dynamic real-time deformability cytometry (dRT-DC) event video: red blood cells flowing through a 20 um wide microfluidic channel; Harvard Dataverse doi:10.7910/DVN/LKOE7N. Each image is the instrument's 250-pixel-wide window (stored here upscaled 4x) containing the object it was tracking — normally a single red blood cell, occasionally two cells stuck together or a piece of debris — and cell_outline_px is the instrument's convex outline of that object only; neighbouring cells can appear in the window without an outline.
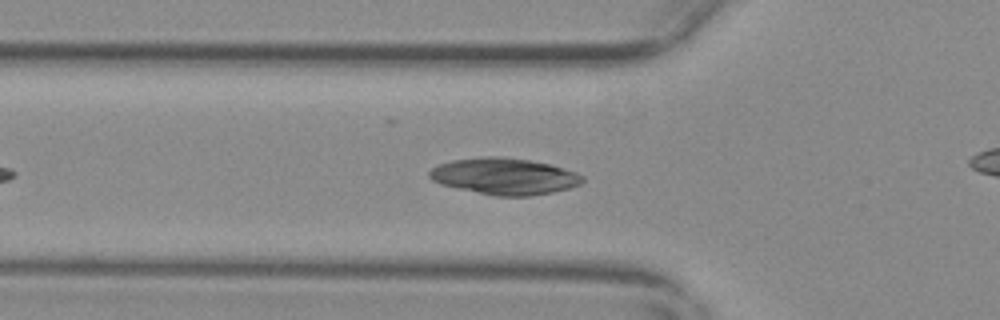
{"species": "common noctule bat (a hibernating species)", "species_latin": "Nyctalus noctula", "temperature_condition": "warm", "stored_images_in_passage": 44, "camera_frame_rate_fps": 3000, "um_per_image_px": 0.085, "animal": {"sex": "female", "body_mass_g": 29.2, "forearm_length_mm": 56.3}, "frame": {"image": 1, "passage_image": 10, "time_ms": 3.0, "image_size_px": [1000, 320], "cell_outline_px": [[584, 180], [580, 184], [568, 188], [552, 192], [532, 196], [496, 196], [440, 184], [432, 180], [428, 176], [428, 172], [432, 168], [440, 164], [452, 160], [488, 156], [500, 156], [528, 160], [548, 164], [576, 172], [584, 176]], "centroid_in_image_um": [42.87, 14.98], "position_along_channel_um": 82.9, "area_um2": 32.31}}
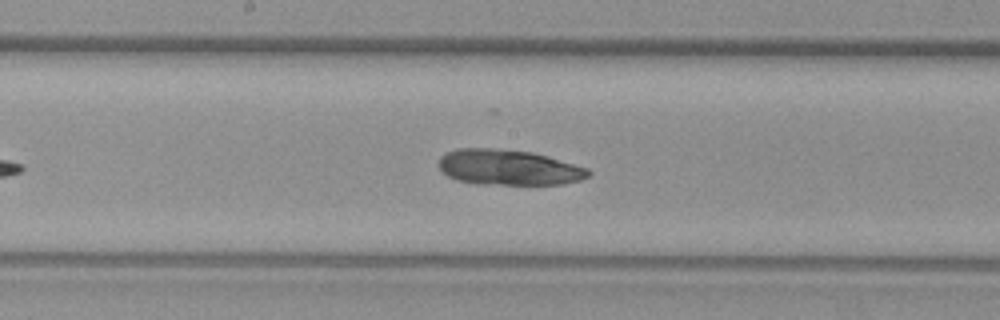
{"frame": {"image": 2, "passage_image": 20, "time_ms": 6.333, "image_size_px": [1000, 320], "cell_outline_px": [[592, 172], [588, 176], [580, 180], [564, 184], [476, 184], [456, 180], [440, 172], [436, 164], [440, 156], [444, 152], [456, 148], [492, 148], [532, 152], [548, 156], [588, 168]], "centroid_in_image_um": [43.16, 14.22], "position_along_channel_um": 205.0, "area_um2": 31.39}}
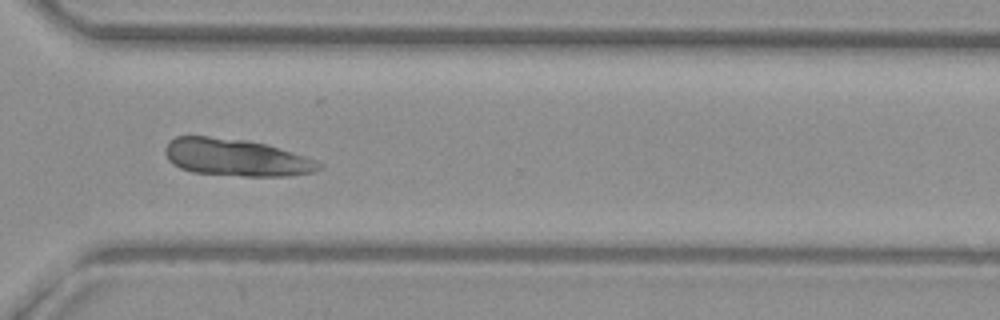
{"frame": {"image": 3, "passage_image": 32, "time_ms": 10.333, "image_size_px": [1000, 320], "cell_outline_px": [[324, 164], [320, 168], [312, 172], [288, 176], [244, 176], [192, 172], [180, 168], [172, 164], [168, 160], [164, 152], [164, 148], [168, 140], [176, 136], [208, 136], [248, 140], [264, 144], [292, 152], [316, 160]], "centroid_in_image_um": [20.01, 13.38], "position_along_channel_um": 350.6, "area_um2": 33.41}}